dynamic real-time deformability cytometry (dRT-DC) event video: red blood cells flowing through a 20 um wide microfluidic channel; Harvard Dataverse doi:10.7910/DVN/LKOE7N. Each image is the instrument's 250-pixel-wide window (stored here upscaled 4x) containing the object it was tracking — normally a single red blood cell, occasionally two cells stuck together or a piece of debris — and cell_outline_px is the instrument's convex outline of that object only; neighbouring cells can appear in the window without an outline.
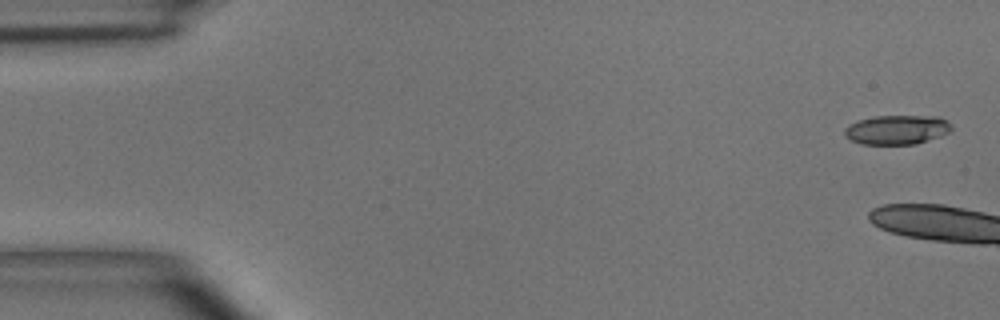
{"species": "common noctule bat (a hibernating species)", "species_latin": "Nyctalus noctula", "temperature_condition": "room temperature", "stored_images_in_passage": 6, "camera_frame_rate_fps": 3000, "um_per_image_px": 0.085, "animal": {"sex": "male", "body_mass_g": 15.6}, "frame": {"image": 1, "passage_image": 1, "time_ms": 0.0, "image_size_px": [1000, 320], "cell_outline_px": [[952, 128], [948, 132], [940, 136], [916, 144], [860, 144], [844, 136], [844, 128], [848, 124], [872, 116], [940, 116], [948, 120]], "centroid_in_image_um": [76.23, 11.02], "position_along_channel_um": 8.8, "area_um2": 18.38}}